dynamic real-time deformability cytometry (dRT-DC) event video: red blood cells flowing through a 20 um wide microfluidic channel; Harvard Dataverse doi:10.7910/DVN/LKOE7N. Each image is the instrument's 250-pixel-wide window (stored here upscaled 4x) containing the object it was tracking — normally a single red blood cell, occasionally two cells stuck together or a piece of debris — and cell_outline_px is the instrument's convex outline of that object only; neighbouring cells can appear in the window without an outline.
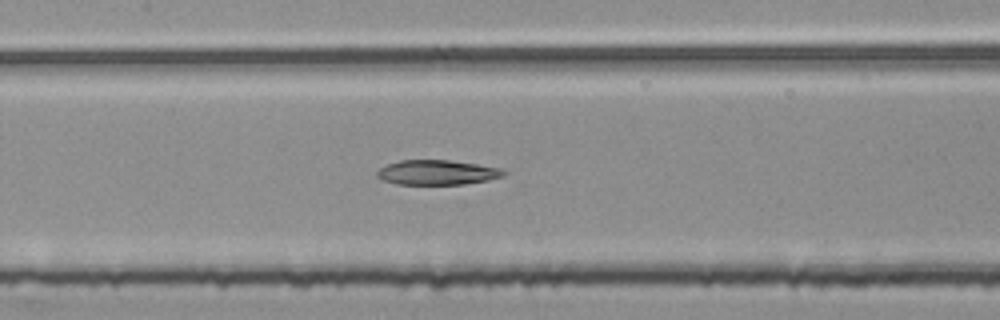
{"species": "common noctule bat (a hibernating species)", "species_latin": "Nyctalus noctula", "temperature_condition": "room temperature", "stored_images_in_passage": 55, "segment_of_instrument_passage": [2, 2], "camera_frame_rate_fps": 3000, "um_per_image_px": 0.085, "animal": {"sex": "female", "body_mass_g": 25.1}, "frame": {"image": 1, "passage_image": 26, "time_ms": 8.333, "image_size_px": [1000, 320], "cell_outline_px": [[508, 172], [504, 176], [488, 180], [464, 184], [396, 184], [384, 180], [376, 176], [376, 172], [380, 168], [388, 164], [400, 160], [448, 160], [476, 164], [500, 168]], "centroid_in_image_um": [37.17, 14.66], "position_along_channel_um": 170.2, "area_um2": 18.21}}
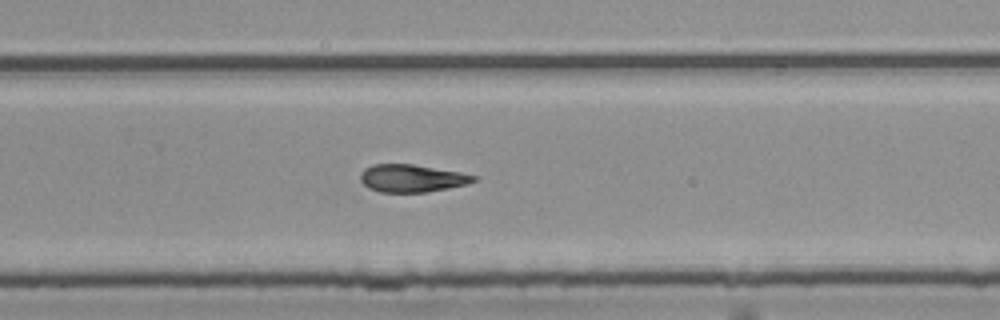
{"frame": {"image": 2, "passage_image": 36, "time_ms": 11.667, "image_size_px": [1000, 320], "cell_outline_px": [[476, 180], [468, 184], [448, 188], [424, 192], [380, 192], [368, 188], [360, 180], [360, 172], [364, 168], [372, 164], [412, 164], [460, 172], [476, 176]], "centroid_in_image_um": [34.97, 15.15], "position_along_channel_um": 294.8, "area_um2": 18.21}}
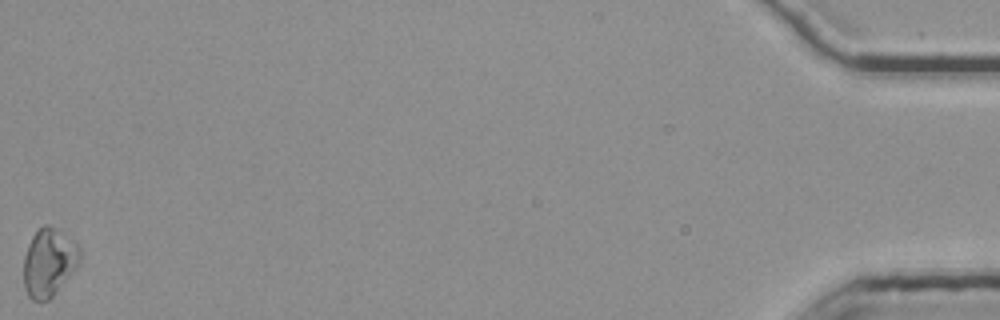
{"frame": {"image": 3, "passage_image": 55, "time_ms": 18.0, "image_size_px": [1000, 320], "cell_outline_px": [[80, 260], [52, 296], [48, 300], [32, 300], [28, 296], [24, 288], [24, 256], [28, 244], [32, 236], [44, 224], [48, 224], [72, 240], [80, 248]], "centroid_in_image_um": [4.11, 22.29], "position_along_channel_um": 431.1, "area_um2": 21.68}}